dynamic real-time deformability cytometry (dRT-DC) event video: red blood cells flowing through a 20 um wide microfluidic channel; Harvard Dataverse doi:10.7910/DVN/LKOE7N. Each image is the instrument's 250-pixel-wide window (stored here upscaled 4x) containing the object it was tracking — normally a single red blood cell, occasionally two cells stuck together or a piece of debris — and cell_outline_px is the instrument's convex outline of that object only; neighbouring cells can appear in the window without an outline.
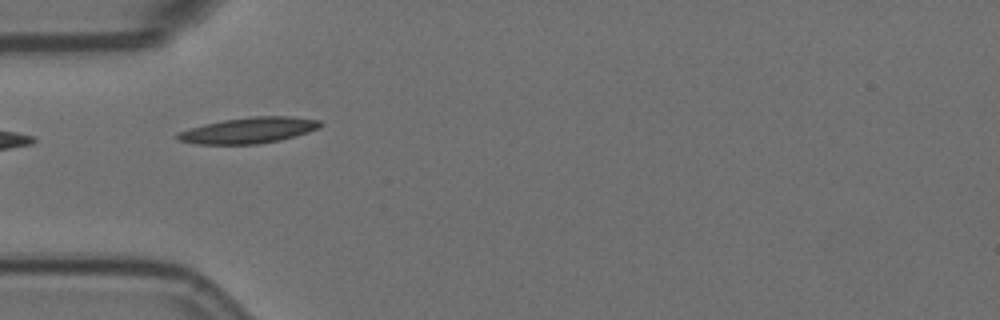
{"species": "Egyptian fruit bat (a non-hibernating species)", "species_latin": "Rousettus aegyptiacus", "temperature_condition": "room temperature", "stored_images_in_passage": 3, "camera_frame_rate_fps": 3000, "um_per_image_px": 0.085, "animal": {"sex": "female"}, "frame": {"image": 1, "passage_image": 3, "time_ms": 0.667, "image_size_px": [1000, 320], "cell_outline_px": [[324, 124], [320, 128], [308, 132], [280, 140], [260, 144], [196, 144], [180, 140], [176, 136], [176, 132], [204, 124], [224, 120], [252, 116], [292, 116], [320, 120]], "centroid_in_image_um": [21.18, 11.07], "position_along_channel_um": 63.8, "area_um2": 21.62}}